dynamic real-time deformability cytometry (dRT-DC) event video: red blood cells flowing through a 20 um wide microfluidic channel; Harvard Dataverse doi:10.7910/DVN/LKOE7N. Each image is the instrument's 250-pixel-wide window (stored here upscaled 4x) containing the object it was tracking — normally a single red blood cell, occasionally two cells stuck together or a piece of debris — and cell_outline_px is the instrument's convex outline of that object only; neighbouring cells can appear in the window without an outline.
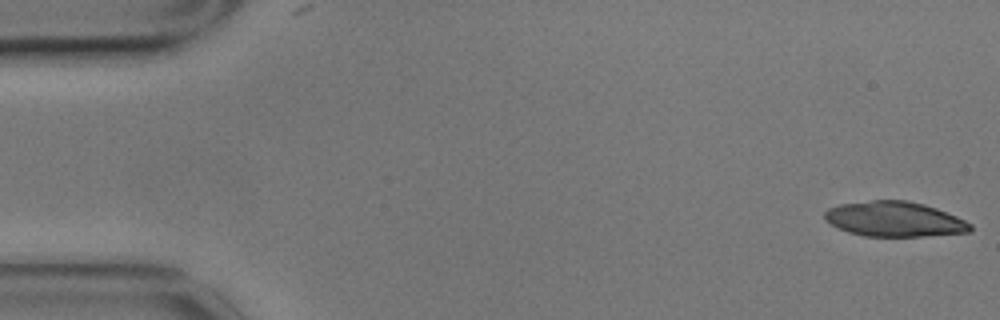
{"species": "common noctule bat (a hibernating species)", "species_latin": "Nyctalus noctula", "temperature_condition": "cold", "stored_images_in_passage": 56, "camera_frame_rate_fps": 3000, "um_per_image_px": 0.085, "animal": {"sex": "male", "body_mass_g": 17.9}, "frame": {"image": 1, "passage_image": 1, "time_ms": 0.0, "image_size_px": [1000, 320], "cell_outline_px": [[972, 232], [924, 236], [864, 236], [848, 232], [836, 228], [824, 216], [824, 212], [828, 208], [840, 204], [872, 200], [908, 200], [924, 204], [936, 208], [956, 216], [972, 224]], "centroid_in_image_um": [76.04, 18.63], "position_along_channel_um": 9.0, "area_um2": 29.77}}